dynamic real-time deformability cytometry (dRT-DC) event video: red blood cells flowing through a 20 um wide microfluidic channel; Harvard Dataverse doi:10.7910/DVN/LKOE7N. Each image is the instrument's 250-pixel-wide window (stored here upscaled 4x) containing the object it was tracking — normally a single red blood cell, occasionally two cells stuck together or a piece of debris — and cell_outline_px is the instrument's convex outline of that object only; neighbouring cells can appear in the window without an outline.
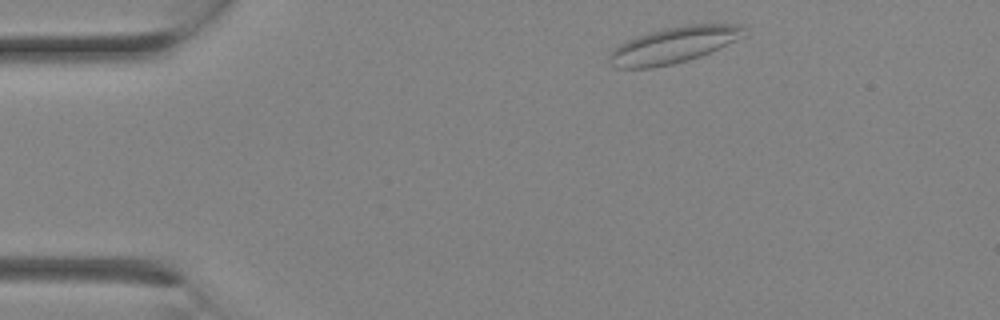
{"species": "Egyptian fruit bat (a non-hibernating species)", "species_latin": "Rousettus aegyptiacus", "temperature_condition": "room temperature", "stored_images_in_passage": 6, "camera_frame_rate_fps": 3000, "um_per_image_px": 0.085, "animal": {"sex": "female"}, "frame": {"image": 1, "passage_image": 1, "time_ms": 0.0, "image_size_px": [1000, 320], "cell_outline_px": [[744, 28], [732, 40], [700, 56], [688, 60], [672, 64], [652, 68], [616, 68], [612, 64], [608, 56], [620, 44], [628, 40], [648, 32], [664, 28], [688, 24], [744, 24]], "centroid_in_image_um": [57.16, 3.83], "position_along_channel_um": 27.8, "area_um2": 27.46}}